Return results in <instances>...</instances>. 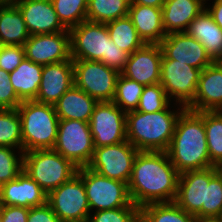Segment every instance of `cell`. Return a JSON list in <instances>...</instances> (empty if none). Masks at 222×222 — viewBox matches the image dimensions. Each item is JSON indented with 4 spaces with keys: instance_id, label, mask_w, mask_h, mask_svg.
Returning a JSON list of instances; mask_svg holds the SVG:
<instances>
[{
    "instance_id": "obj_24",
    "label": "cell",
    "mask_w": 222,
    "mask_h": 222,
    "mask_svg": "<svg viewBox=\"0 0 222 222\" xmlns=\"http://www.w3.org/2000/svg\"><path fill=\"white\" fill-rule=\"evenodd\" d=\"M98 101L75 85L67 90L53 105L59 120L90 122Z\"/></svg>"
},
{
    "instance_id": "obj_18",
    "label": "cell",
    "mask_w": 222,
    "mask_h": 222,
    "mask_svg": "<svg viewBox=\"0 0 222 222\" xmlns=\"http://www.w3.org/2000/svg\"><path fill=\"white\" fill-rule=\"evenodd\" d=\"M15 4L30 35L69 32L59 21L51 0H18Z\"/></svg>"
},
{
    "instance_id": "obj_38",
    "label": "cell",
    "mask_w": 222,
    "mask_h": 222,
    "mask_svg": "<svg viewBox=\"0 0 222 222\" xmlns=\"http://www.w3.org/2000/svg\"><path fill=\"white\" fill-rule=\"evenodd\" d=\"M88 222H140V208L120 207L91 212Z\"/></svg>"
},
{
    "instance_id": "obj_23",
    "label": "cell",
    "mask_w": 222,
    "mask_h": 222,
    "mask_svg": "<svg viewBox=\"0 0 222 222\" xmlns=\"http://www.w3.org/2000/svg\"><path fill=\"white\" fill-rule=\"evenodd\" d=\"M128 17L145 44H159L166 36L162 8L130 3Z\"/></svg>"
},
{
    "instance_id": "obj_2",
    "label": "cell",
    "mask_w": 222,
    "mask_h": 222,
    "mask_svg": "<svg viewBox=\"0 0 222 222\" xmlns=\"http://www.w3.org/2000/svg\"><path fill=\"white\" fill-rule=\"evenodd\" d=\"M166 152L179 173L214 166L210 162L203 112L187 108L181 112Z\"/></svg>"
},
{
    "instance_id": "obj_48",
    "label": "cell",
    "mask_w": 222,
    "mask_h": 222,
    "mask_svg": "<svg viewBox=\"0 0 222 222\" xmlns=\"http://www.w3.org/2000/svg\"><path fill=\"white\" fill-rule=\"evenodd\" d=\"M218 62L222 65V57L218 60Z\"/></svg>"
},
{
    "instance_id": "obj_26",
    "label": "cell",
    "mask_w": 222,
    "mask_h": 222,
    "mask_svg": "<svg viewBox=\"0 0 222 222\" xmlns=\"http://www.w3.org/2000/svg\"><path fill=\"white\" fill-rule=\"evenodd\" d=\"M42 69L43 65L25 57L20 65L9 73L10 84L22 102L35 100L42 80Z\"/></svg>"
},
{
    "instance_id": "obj_34",
    "label": "cell",
    "mask_w": 222,
    "mask_h": 222,
    "mask_svg": "<svg viewBox=\"0 0 222 222\" xmlns=\"http://www.w3.org/2000/svg\"><path fill=\"white\" fill-rule=\"evenodd\" d=\"M59 21L66 29L87 20L88 0H51Z\"/></svg>"
},
{
    "instance_id": "obj_3",
    "label": "cell",
    "mask_w": 222,
    "mask_h": 222,
    "mask_svg": "<svg viewBox=\"0 0 222 222\" xmlns=\"http://www.w3.org/2000/svg\"><path fill=\"white\" fill-rule=\"evenodd\" d=\"M172 102L161 111L145 113L130 111L126 113V137L138 151H164L171 143L175 125L182 105ZM173 107L172 109H170ZM177 107V108H176Z\"/></svg>"
},
{
    "instance_id": "obj_9",
    "label": "cell",
    "mask_w": 222,
    "mask_h": 222,
    "mask_svg": "<svg viewBox=\"0 0 222 222\" xmlns=\"http://www.w3.org/2000/svg\"><path fill=\"white\" fill-rule=\"evenodd\" d=\"M72 60L74 85L98 102H112L120 72L100 61Z\"/></svg>"
},
{
    "instance_id": "obj_7",
    "label": "cell",
    "mask_w": 222,
    "mask_h": 222,
    "mask_svg": "<svg viewBox=\"0 0 222 222\" xmlns=\"http://www.w3.org/2000/svg\"><path fill=\"white\" fill-rule=\"evenodd\" d=\"M76 174L83 180L91 212L120 207H138L132 203L128 184L104 177L88 167L78 168Z\"/></svg>"
},
{
    "instance_id": "obj_30",
    "label": "cell",
    "mask_w": 222,
    "mask_h": 222,
    "mask_svg": "<svg viewBox=\"0 0 222 222\" xmlns=\"http://www.w3.org/2000/svg\"><path fill=\"white\" fill-rule=\"evenodd\" d=\"M130 0H88L87 20L108 23L128 16Z\"/></svg>"
},
{
    "instance_id": "obj_8",
    "label": "cell",
    "mask_w": 222,
    "mask_h": 222,
    "mask_svg": "<svg viewBox=\"0 0 222 222\" xmlns=\"http://www.w3.org/2000/svg\"><path fill=\"white\" fill-rule=\"evenodd\" d=\"M90 124L81 120H59L53 150L69 159L77 168L87 167L94 152Z\"/></svg>"
},
{
    "instance_id": "obj_45",
    "label": "cell",
    "mask_w": 222,
    "mask_h": 222,
    "mask_svg": "<svg viewBox=\"0 0 222 222\" xmlns=\"http://www.w3.org/2000/svg\"><path fill=\"white\" fill-rule=\"evenodd\" d=\"M194 222H221V220H220V218H209V217L195 216Z\"/></svg>"
},
{
    "instance_id": "obj_28",
    "label": "cell",
    "mask_w": 222,
    "mask_h": 222,
    "mask_svg": "<svg viewBox=\"0 0 222 222\" xmlns=\"http://www.w3.org/2000/svg\"><path fill=\"white\" fill-rule=\"evenodd\" d=\"M106 26L110 39L129 54L145 44L128 16L110 21Z\"/></svg>"
},
{
    "instance_id": "obj_43",
    "label": "cell",
    "mask_w": 222,
    "mask_h": 222,
    "mask_svg": "<svg viewBox=\"0 0 222 222\" xmlns=\"http://www.w3.org/2000/svg\"><path fill=\"white\" fill-rule=\"evenodd\" d=\"M206 9L214 22L222 29V0H213L212 3L206 4Z\"/></svg>"
},
{
    "instance_id": "obj_12",
    "label": "cell",
    "mask_w": 222,
    "mask_h": 222,
    "mask_svg": "<svg viewBox=\"0 0 222 222\" xmlns=\"http://www.w3.org/2000/svg\"><path fill=\"white\" fill-rule=\"evenodd\" d=\"M200 72L176 60L162 59L159 83L171 102L187 108L194 101Z\"/></svg>"
},
{
    "instance_id": "obj_5",
    "label": "cell",
    "mask_w": 222,
    "mask_h": 222,
    "mask_svg": "<svg viewBox=\"0 0 222 222\" xmlns=\"http://www.w3.org/2000/svg\"><path fill=\"white\" fill-rule=\"evenodd\" d=\"M22 126V150L53 149L59 118L52 104L23 101L17 108Z\"/></svg>"
},
{
    "instance_id": "obj_11",
    "label": "cell",
    "mask_w": 222,
    "mask_h": 222,
    "mask_svg": "<svg viewBox=\"0 0 222 222\" xmlns=\"http://www.w3.org/2000/svg\"><path fill=\"white\" fill-rule=\"evenodd\" d=\"M138 152L129 141L95 148L87 167L104 177L128 184Z\"/></svg>"
},
{
    "instance_id": "obj_25",
    "label": "cell",
    "mask_w": 222,
    "mask_h": 222,
    "mask_svg": "<svg viewBox=\"0 0 222 222\" xmlns=\"http://www.w3.org/2000/svg\"><path fill=\"white\" fill-rule=\"evenodd\" d=\"M186 32L202 43L214 62L222 57V29L214 22L207 9L190 23Z\"/></svg>"
},
{
    "instance_id": "obj_27",
    "label": "cell",
    "mask_w": 222,
    "mask_h": 222,
    "mask_svg": "<svg viewBox=\"0 0 222 222\" xmlns=\"http://www.w3.org/2000/svg\"><path fill=\"white\" fill-rule=\"evenodd\" d=\"M30 34L16 4H0V45H21Z\"/></svg>"
},
{
    "instance_id": "obj_35",
    "label": "cell",
    "mask_w": 222,
    "mask_h": 222,
    "mask_svg": "<svg viewBox=\"0 0 222 222\" xmlns=\"http://www.w3.org/2000/svg\"><path fill=\"white\" fill-rule=\"evenodd\" d=\"M222 215V175L216 166L210 167V181L206 184V206L201 217L220 218Z\"/></svg>"
},
{
    "instance_id": "obj_47",
    "label": "cell",
    "mask_w": 222,
    "mask_h": 222,
    "mask_svg": "<svg viewBox=\"0 0 222 222\" xmlns=\"http://www.w3.org/2000/svg\"><path fill=\"white\" fill-rule=\"evenodd\" d=\"M216 167H217L218 172L222 175V162Z\"/></svg>"
},
{
    "instance_id": "obj_37",
    "label": "cell",
    "mask_w": 222,
    "mask_h": 222,
    "mask_svg": "<svg viewBox=\"0 0 222 222\" xmlns=\"http://www.w3.org/2000/svg\"><path fill=\"white\" fill-rule=\"evenodd\" d=\"M171 101L160 83L145 86L136 111L153 113L164 110Z\"/></svg>"
},
{
    "instance_id": "obj_10",
    "label": "cell",
    "mask_w": 222,
    "mask_h": 222,
    "mask_svg": "<svg viewBox=\"0 0 222 222\" xmlns=\"http://www.w3.org/2000/svg\"><path fill=\"white\" fill-rule=\"evenodd\" d=\"M47 203L62 222H88L91 211L83 180L77 174L49 192Z\"/></svg>"
},
{
    "instance_id": "obj_13",
    "label": "cell",
    "mask_w": 222,
    "mask_h": 222,
    "mask_svg": "<svg viewBox=\"0 0 222 222\" xmlns=\"http://www.w3.org/2000/svg\"><path fill=\"white\" fill-rule=\"evenodd\" d=\"M89 124L95 148L127 141L126 113L113 102H98Z\"/></svg>"
},
{
    "instance_id": "obj_29",
    "label": "cell",
    "mask_w": 222,
    "mask_h": 222,
    "mask_svg": "<svg viewBox=\"0 0 222 222\" xmlns=\"http://www.w3.org/2000/svg\"><path fill=\"white\" fill-rule=\"evenodd\" d=\"M175 202L152 203L140 208V222H194Z\"/></svg>"
},
{
    "instance_id": "obj_16",
    "label": "cell",
    "mask_w": 222,
    "mask_h": 222,
    "mask_svg": "<svg viewBox=\"0 0 222 222\" xmlns=\"http://www.w3.org/2000/svg\"><path fill=\"white\" fill-rule=\"evenodd\" d=\"M162 50L159 44H144L129 55L121 75L144 86L160 82Z\"/></svg>"
},
{
    "instance_id": "obj_31",
    "label": "cell",
    "mask_w": 222,
    "mask_h": 222,
    "mask_svg": "<svg viewBox=\"0 0 222 222\" xmlns=\"http://www.w3.org/2000/svg\"><path fill=\"white\" fill-rule=\"evenodd\" d=\"M210 162L218 166L222 162V111H203Z\"/></svg>"
},
{
    "instance_id": "obj_14",
    "label": "cell",
    "mask_w": 222,
    "mask_h": 222,
    "mask_svg": "<svg viewBox=\"0 0 222 222\" xmlns=\"http://www.w3.org/2000/svg\"><path fill=\"white\" fill-rule=\"evenodd\" d=\"M159 45L162 59L176 60L201 71L214 62L202 43L187 32L168 34Z\"/></svg>"
},
{
    "instance_id": "obj_22",
    "label": "cell",
    "mask_w": 222,
    "mask_h": 222,
    "mask_svg": "<svg viewBox=\"0 0 222 222\" xmlns=\"http://www.w3.org/2000/svg\"><path fill=\"white\" fill-rule=\"evenodd\" d=\"M203 0H165L162 23L166 35L186 32L190 23L204 10Z\"/></svg>"
},
{
    "instance_id": "obj_36",
    "label": "cell",
    "mask_w": 222,
    "mask_h": 222,
    "mask_svg": "<svg viewBox=\"0 0 222 222\" xmlns=\"http://www.w3.org/2000/svg\"><path fill=\"white\" fill-rule=\"evenodd\" d=\"M23 156V150L0 146V186L14 180L23 171Z\"/></svg>"
},
{
    "instance_id": "obj_40",
    "label": "cell",
    "mask_w": 222,
    "mask_h": 222,
    "mask_svg": "<svg viewBox=\"0 0 222 222\" xmlns=\"http://www.w3.org/2000/svg\"><path fill=\"white\" fill-rule=\"evenodd\" d=\"M21 102L10 84L9 74L0 69V109H16Z\"/></svg>"
},
{
    "instance_id": "obj_19",
    "label": "cell",
    "mask_w": 222,
    "mask_h": 222,
    "mask_svg": "<svg viewBox=\"0 0 222 222\" xmlns=\"http://www.w3.org/2000/svg\"><path fill=\"white\" fill-rule=\"evenodd\" d=\"M74 86L73 60L43 65L42 80L34 101L54 105Z\"/></svg>"
},
{
    "instance_id": "obj_15",
    "label": "cell",
    "mask_w": 222,
    "mask_h": 222,
    "mask_svg": "<svg viewBox=\"0 0 222 222\" xmlns=\"http://www.w3.org/2000/svg\"><path fill=\"white\" fill-rule=\"evenodd\" d=\"M23 48L27 59L41 65L70 60V33L30 35Z\"/></svg>"
},
{
    "instance_id": "obj_20",
    "label": "cell",
    "mask_w": 222,
    "mask_h": 222,
    "mask_svg": "<svg viewBox=\"0 0 222 222\" xmlns=\"http://www.w3.org/2000/svg\"><path fill=\"white\" fill-rule=\"evenodd\" d=\"M187 109L196 112L222 111V65L218 61L200 72L194 101Z\"/></svg>"
},
{
    "instance_id": "obj_33",
    "label": "cell",
    "mask_w": 222,
    "mask_h": 222,
    "mask_svg": "<svg viewBox=\"0 0 222 222\" xmlns=\"http://www.w3.org/2000/svg\"><path fill=\"white\" fill-rule=\"evenodd\" d=\"M144 85L135 80L119 75L116 83L115 95L112 100L125 113L137 109Z\"/></svg>"
},
{
    "instance_id": "obj_4",
    "label": "cell",
    "mask_w": 222,
    "mask_h": 222,
    "mask_svg": "<svg viewBox=\"0 0 222 222\" xmlns=\"http://www.w3.org/2000/svg\"><path fill=\"white\" fill-rule=\"evenodd\" d=\"M69 33L72 59L100 61L119 72L125 68L130 54L110 39L105 23L86 20L69 29Z\"/></svg>"
},
{
    "instance_id": "obj_21",
    "label": "cell",
    "mask_w": 222,
    "mask_h": 222,
    "mask_svg": "<svg viewBox=\"0 0 222 222\" xmlns=\"http://www.w3.org/2000/svg\"><path fill=\"white\" fill-rule=\"evenodd\" d=\"M47 202V193L26 172L0 186V205L31 208Z\"/></svg>"
},
{
    "instance_id": "obj_46",
    "label": "cell",
    "mask_w": 222,
    "mask_h": 222,
    "mask_svg": "<svg viewBox=\"0 0 222 222\" xmlns=\"http://www.w3.org/2000/svg\"><path fill=\"white\" fill-rule=\"evenodd\" d=\"M18 0H0V4H15Z\"/></svg>"
},
{
    "instance_id": "obj_42",
    "label": "cell",
    "mask_w": 222,
    "mask_h": 222,
    "mask_svg": "<svg viewBox=\"0 0 222 222\" xmlns=\"http://www.w3.org/2000/svg\"><path fill=\"white\" fill-rule=\"evenodd\" d=\"M29 208L0 205V222H27Z\"/></svg>"
},
{
    "instance_id": "obj_41",
    "label": "cell",
    "mask_w": 222,
    "mask_h": 222,
    "mask_svg": "<svg viewBox=\"0 0 222 222\" xmlns=\"http://www.w3.org/2000/svg\"><path fill=\"white\" fill-rule=\"evenodd\" d=\"M27 222H62L46 202L43 205L29 208Z\"/></svg>"
},
{
    "instance_id": "obj_17",
    "label": "cell",
    "mask_w": 222,
    "mask_h": 222,
    "mask_svg": "<svg viewBox=\"0 0 222 222\" xmlns=\"http://www.w3.org/2000/svg\"><path fill=\"white\" fill-rule=\"evenodd\" d=\"M210 181V167L180 173L174 202L193 216L201 217L206 206V184Z\"/></svg>"
},
{
    "instance_id": "obj_32",
    "label": "cell",
    "mask_w": 222,
    "mask_h": 222,
    "mask_svg": "<svg viewBox=\"0 0 222 222\" xmlns=\"http://www.w3.org/2000/svg\"><path fill=\"white\" fill-rule=\"evenodd\" d=\"M0 146L22 150V126L17 108L0 109Z\"/></svg>"
},
{
    "instance_id": "obj_44",
    "label": "cell",
    "mask_w": 222,
    "mask_h": 222,
    "mask_svg": "<svg viewBox=\"0 0 222 222\" xmlns=\"http://www.w3.org/2000/svg\"><path fill=\"white\" fill-rule=\"evenodd\" d=\"M164 2L165 0H130V3L132 4L153 6L156 8H162Z\"/></svg>"
},
{
    "instance_id": "obj_39",
    "label": "cell",
    "mask_w": 222,
    "mask_h": 222,
    "mask_svg": "<svg viewBox=\"0 0 222 222\" xmlns=\"http://www.w3.org/2000/svg\"><path fill=\"white\" fill-rule=\"evenodd\" d=\"M23 59H25L23 46L0 45V69L8 74L14 71Z\"/></svg>"
},
{
    "instance_id": "obj_6",
    "label": "cell",
    "mask_w": 222,
    "mask_h": 222,
    "mask_svg": "<svg viewBox=\"0 0 222 222\" xmlns=\"http://www.w3.org/2000/svg\"><path fill=\"white\" fill-rule=\"evenodd\" d=\"M78 168L53 149L33 150L23 156V171L48 194L68 182Z\"/></svg>"
},
{
    "instance_id": "obj_1",
    "label": "cell",
    "mask_w": 222,
    "mask_h": 222,
    "mask_svg": "<svg viewBox=\"0 0 222 222\" xmlns=\"http://www.w3.org/2000/svg\"><path fill=\"white\" fill-rule=\"evenodd\" d=\"M179 175L167 152L139 151L128 183L132 203L141 208L152 203L174 202Z\"/></svg>"
}]
</instances>
